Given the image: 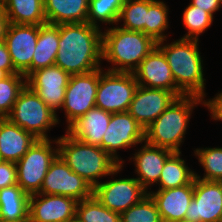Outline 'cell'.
Instances as JSON below:
<instances>
[{
  "label": "cell",
  "mask_w": 222,
  "mask_h": 222,
  "mask_svg": "<svg viewBox=\"0 0 222 222\" xmlns=\"http://www.w3.org/2000/svg\"><path fill=\"white\" fill-rule=\"evenodd\" d=\"M55 65L70 75L86 74L102 66L103 30L89 23L59 25Z\"/></svg>",
  "instance_id": "obj_1"
},
{
  "label": "cell",
  "mask_w": 222,
  "mask_h": 222,
  "mask_svg": "<svg viewBox=\"0 0 222 222\" xmlns=\"http://www.w3.org/2000/svg\"><path fill=\"white\" fill-rule=\"evenodd\" d=\"M199 42V40L180 38L167 43L166 39L157 42V47L164 53L176 86L185 95L204 98L207 96L206 79Z\"/></svg>",
  "instance_id": "obj_2"
},
{
  "label": "cell",
  "mask_w": 222,
  "mask_h": 222,
  "mask_svg": "<svg viewBox=\"0 0 222 222\" xmlns=\"http://www.w3.org/2000/svg\"><path fill=\"white\" fill-rule=\"evenodd\" d=\"M58 155L68 167L95 188L106 176L111 178L123 170L100 146L88 145L76 140L67 132L57 138ZM103 177V178H102Z\"/></svg>",
  "instance_id": "obj_3"
},
{
  "label": "cell",
  "mask_w": 222,
  "mask_h": 222,
  "mask_svg": "<svg viewBox=\"0 0 222 222\" xmlns=\"http://www.w3.org/2000/svg\"><path fill=\"white\" fill-rule=\"evenodd\" d=\"M103 31L102 60L111 65L110 72L133 73L141 61L157 46L142 31L126 30L117 24Z\"/></svg>",
  "instance_id": "obj_4"
},
{
  "label": "cell",
  "mask_w": 222,
  "mask_h": 222,
  "mask_svg": "<svg viewBox=\"0 0 222 222\" xmlns=\"http://www.w3.org/2000/svg\"><path fill=\"white\" fill-rule=\"evenodd\" d=\"M202 104V98L194 95L177 97L166 110L145 129V142L173 152H182L185 134L193 110Z\"/></svg>",
  "instance_id": "obj_5"
},
{
  "label": "cell",
  "mask_w": 222,
  "mask_h": 222,
  "mask_svg": "<svg viewBox=\"0 0 222 222\" xmlns=\"http://www.w3.org/2000/svg\"><path fill=\"white\" fill-rule=\"evenodd\" d=\"M7 118L32 133L37 139H50L47 133L61 122L59 115L51 110L28 85L20 92Z\"/></svg>",
  "instance_id": "obj_6"
},
{
  "label": "cell",
  "mask_w": 222,
  "mask_h": 222,
  "mask_svg": "<svg viewBox=\"0 0 222 222\" xmlns=\"http://www.w3.org/2000/svg\"><path fill=\"white\" fill-rule=\"evenodd\" d=\"M55 144L52 146V144ZM58 156L56 139H37L23 157L16 162L17 184L29 195L38 193L50 164Z\"/></svg>",
  "instance_id": "obj_7"
},
{
  "label": "cell",
  "mask_w": 222,
  "mask_h": 222,
  "mask_svg": "<svg viewBox=\"0 0 222 222\" xmlns=\"http://www.w3.org/2000/svg\"><path fill=\"white\" fill-rule=\"evenodd\" d=\"M103 69L99 68L96 107L110 113L128 111L138 87L134 74Z\"/></svg>",
  "instance_id": "obj_8"
},
{
  "label": "cell",
  "mask_w": 222,
  "mask_h": 222,
  "mask_svg": "<svg viewBox=\"0 0 222 222\" xmlns=\"http://www.w3.org/2000/svg\"><path fill=\"white\" fill-rule=\"evenodd\" d=\"M144 140L145 130L127 111L112 113L100 147L117 163L125 165L123 158L118 155V150L136 147Z\"/></svg>",
  "instance_id": "obj_9"
},
{
  "label": "cell",
  "mask_w": 222,
  "mask_h": 222,
  "mask_svg": "<svg viewBox=\"0 0 222 222\" xmlns=\"http://www.w3.org/2000/svg\"><path fill=\"white\" fill-rule=\"evenodd\" d=\"M98 82L99 69L86 74L71 75L61 108L66 117L67 128L96 106Z\"/></svg>",
  "instance_id": "obj_10"
},
{
  "label": "cell",
  "mask_w": 222,
  "mask_h": 222,
  "mask_svg": "<svg viewBox=\"0 0 222 222\" xmlns=\"http://www.w3.org/2000/svg\"><path fill=\"white\" fill-rule=\"evenodd\" d=\"M93 187L74 173L58 155L50 164L38 193L68 196L82 201L93 196Z\"/></svg>",
  "instance_id": "obj_11"
},
{
  "label": "cell",
  "mask_w": 222,
  "mask_h": 222,
  "mask_svg": "<svg viewBox=\"0 0 222 222\" xmlns=\"http://www.w3.org/2000/svg\"><path fill=\"white\" fill-rule=\"evenodd\" d=\"M147 195L148 191L135 177L101 181L93 189V196L103 206L119 214L139 203Z\"/></svg>",
  "instance_id": "obj_12"
},
{
  "label": "cell",
  "mask_w": 222,
  "mask_h": 222,
  "mask_svg": "<svg viewBox=\"0 0 222 222\" xmlns=\"http://www.w3.org/2000/svg\"><path fill=\"white\" fill-rule=\"evenodd\" d=\"M185 222H222V182L194 178L193 199Z\"/></svg>",
  "instance_id": "obj_13"
},
{
  "label": "cell",
  "mask_w": 222,
  "mask_h": 222,
  "mask_svg": "<svg viewBox=\"0 0 222 222\" xmlns=\"http://www.w3.org/2000/svg\"><path fill=\"white\" fill-rule=\"evenodd\" d=\"M38 32L39 25L10 23L4 39L14 69L26 78L32 74V58Z\"/></svg>",
  "instance_id": "obj_14"
},
{
  "label": "cell",
  "mask_w": 222,
  "mask_h": 222,
  "mask_svg": "<svg viewBox=\"0 0 222 222\" xmlns=\"http://www.w3.org/2000/svg\"><path fill=\"white\" fill-rule=\"evenodd\" d=\"M70 77L62 68L53 65L34 71L27 78V85L57 114L62 108Z\"/></svg>",
  "instance_id": "obj_15"
},
{
  "label": "cell",
  "mask_w": 222,
  "mask_h": 222,
  "mask_svg": "<svg viewBox=\"0 0 222 222\" xmlns=\"http://www.w3.org/2000/svg\"><path fill=\"white\" fill-rule=\"evenodd\" d=\"M139 86L164 89L177 97L185 94L176 86L164 53L156 46L133 72Z\"/></svg>",
  "instance_id": "obj_16"
},
{
  "label": "cell",
  "mask_w": 222,
  "mask_h": 222,
  "mask_svg": "<svg viewBox=\"0 0 222 222\" xmlns=\"http://www.w3.org/2000/svg\"><path fill=\"white\" fill-rule=\"evenodd\" d=\"M176 98L171 91L138 85L127 112L145 130Z\"/></svg>",
  "instance_id": "obj_17"
},
{
  "label": "cell",
  "mask_w": 222,
  "mask_h": 222,
  "mask_svg": "<svg viewBox=\"0 0 222 222\" xmlns=\"http://www.w3.org/2000/svg\"><path fill=\"white\" fill-rule=\"evenodd\" d=\"M78 201L62 195L35 193L29 197V222H66L76 216Z\"/></svg>",
  "instance_id": "obj_18"
},
{
  "label": "cell",
  "mask_w": 222,
  "mask_h": 222,
  "mask_svg": "<svg viewBox=\"0 0 222 222\" xmlns=\"http://www.w3.org/2000/svg\"><path fill=\"white\" fill-rule=\"evenodd\" d=\"M193 193L194 179L181 187L148 191L156 203L162 222H185V214L193 199Z\"/></svg>",
  "instance_id": "obj_19"
},
{
  "label": "cell",
  "mask_w": 222,
  "mask_h": 222,
  "mask_svg": "<svg viewBox=\"0 0 222 222\" xmlns=\"http://www.w3.org/2000/svg\"><path fill=\"white\" fill-rule=\"evenodd\" d=\"M142 145H140L141 148L135 150L134 154L132 153L133 156L129 158V161L134 163L136 179L148 191L158 183L164 163L173 151L152 146L145 141Z\"/></svg>",
  "instance_id": "obj_20"
},
{
  "label": "cell",
  "mask_w": 222,
  "mask_h": 222,
  "mask_svg": "<svg viewBox=\"0 0 222 222\" xmlns=\"http://www.w3.org/2000/svg\"><path fill=\"white\" fill-rule=\"evenodd\" d=\"M111 114L95 106L74 121L65 131L76 140L88 145L100 146Z\"/></svg>",
  "instance_id": "obj_21"
},
{
  "label": "cell",
  "mask_w": 222,
  "mask_h": 222,
  "mask_svg": "<svg viewBox=\"0 0 222 222\" xmlns=\"http://www.w3.org/2000/svg\"><path fill=\"white\" fill-rule=\"evenodd\" d=\"M37 138L30 132L12 123L8 118L0 119V158L2 161L18 162Z\"/></svg>",
  "instance_id": "obj_22"
},
{
  "label": "cell",
  "mask_w": 222,
  "mask_h": 222,
  "mask_svg": "<svg viewBox=\"0 0 222 222\" xmlns=\"http://www.w3.org/2000/svg\"><path fill=\"white\" fill-rule=\"evenodd\" d=\"M89 0H44L47 23L60 25L87 22Z\"/></svg>",
  "instance_id": "obj_23"
},
{
  "label": "cell",
  "mask_w": 222,
  "mask_h": 222,
  "mask_svg": "<svg viewBox=\"0 0 222 222\" xmlns=\"http://www.w3.org/2000/svg\"><path fill=\"white\" fill-rule=\"evenodd\" d=\"M29 197L18 184L0 189V220L29 222Z\"/></svg>",
  "instance_id": "obj_24"
},
{
  "label": "cell",
  "mask_w": 222,
  "mask_h": 222,
  "mask_svg": "<svg viewBox=\"0 0 222 222\" xmlns=\"http://www.w3.org/2000/svg\"><path fill=\"white\" fill-rule=\"evenodd\" d=\"M58 43L59 25L50 23L39 25L37 44L32 58V73L55 65Z\"/></svg>",
  "instance_id": "obj_25"
},
{
  "label": "cell",
  "mask_w": 222,
  "mask_h": 222,
  "mask_svg": "<svg viewBox=\"0 0 222 222\" xmlns=\"http://www.w3.org/2000/svg\"><path fill=\"white\" fill-rule=\"evenodd\" d=\"M4 10L12 24L42 25L47 23L44 0H3Z\"/></svg>",
  "instance_id": "obj_26"
},
{
  "label": "cell",
  "mask_w": 222,
  "mask_h": 222,
  "mask_svg": "<svg viewBox=\"0 0 222 222\" xmlns=\"http://www.w3.org/2000/svg\"><path fill=\"white\" fill-rule=\"evenodd\" d=\"M181 152H173L165 161L157 185L158 189H172L189 184L194 178L193 169L186 165Z\"/></svg>",
  "instance_id": "obj_27"
},
{
  "label": "cell",
  "mask_w": 222,
  "mask_h": 222,
  "mask_svg": "<svg viewBox=\"0 0 222 222\" xmlns=\"http://www.w3.org/2000/svg\"><path fill=\"white\" fill-rule=\"evenodd\" d=\"M169 7L164 0H148L147 23H145V35L150 36L156 42L166 40L165 34L169 27Z\"/></svg>",
  "instance_id": "obj_28"
},
{
  "label": "cell",
  "mask_w": 222,
  "mask_h": 222,
  "mask_svg": "<svg viewBox=\"0 0 222 222\" xmlns=\"http://www.w3.org/2000/svg\"><path fill=\"white\" fill-rule=\"evenodd\" d=\"M126 0H89L87 23L102 29L101 24L114 26Z\"/></svg>",
  "instance_id": "obj_29"
},
{
  "label": "cell",
  "mask_w": 222,
  "mask_h": 222,
  "mask_svg": "<svg viewBox=\"0 0 222 222\" xmlns=\"http://www.w3.org/2000/svg\"><path fill=\"white\" fill-rule=\"evenodd\" d=\"M148 0H126L120 10L117 25L121 28L133 31H142L145 34L147 23Z\"/></svg>",
  "instance_id": "obj_30"
},
{
  "label": "cell",
  "mask_w": 222,
  "mask_h": 222,
  "mask_svg": "<svg viewBox=\"0 0 222 222\" xmlns=\"http://www.w3.org/2000/svg\"><path fill=\"white\" fill-rule=\"evenodd\" d=\"M194 155L204 170L203 177L194 172L195 178L222 182V147H199Z\"/></svg>",
  "instance_id": "obj_31"
},
{
  "label": "cell",
  "mask_w": 222,
  "mask_h": 222,
  "mask_svg": "<svg viewBox=\"0 0 222 222\" xmlns=\"http://www.w3.org/2000/svg\"><path fill=\"white\" fill-rule=\"evenodd\" d=\"M26 85L27 78L20 73L9 74L0 80V119L8 117L20 92Z\"/></svg>",
  "instance_id": "obj_32"
},
{
  "label": "cell",
  "mask_w": 222,
  "mask_h": 222,
  "mask_svg": "<svg viewBox=\"0 0 222 222\" xmlns=\"http://www.w3.org/2000/svg\"><path fill=\"white\" fill-rule=\"evenodd\" d=\"M182 17V24L184 25L187 33L184 34V39H194L199 40V36L205 33L208 28L212 26L214 17L205 10H201L189 3V5L184 9Z\"/></svg>",
  "instance_id": "obj_33"
},
{
  "label": "cell",
  "mask_w": 222,
  "mask_h": 222,
  "mask_svg": "<svg viewBox=\"0 0 222 222\" xmlns=\"http://www.w3.org/2000/svg\"><path fill=\"white\" fill-rule=\"evenodd\" d=\"M76 216L83 222H121L119 213L103 206L94 196L78 202Z\"/></svg>",
  "instance_id": "obj_34"
},
{
  "label": "cell",
  "mask_w": 222,
  "mask_h": 222,
  "mask_svg": "<svg viewBox=\"0 0 222 222\" xmlns=\"http://www.w3.org/2000/svg\"><path fill=\"white\" fill-rule=\"evenodd\" d=\"M121 222H162L155 201L148 194L139 203L120 214Z\"/></svg>",
  "instance_id": "obj_35"
},
{
  "label": "cell",
  "mask_w": 222,
  "mask_h": 222,
  "mask_svg": "<svg viewBox=\"0 0 222 222\" xmlns=\"http://www.w3.org/2000/svg\"><path fill=\"white\" fill-rule=\"evenodd\" d=\"M17 184V167L15 162H0V189Z\"/></svg>",
  "instance_id": "obj_36"
},
{
  "label": "cell",
  "mask_w": 222,
  "mask_h": 222,
  "mask_svg": "<svg viewBox=\"0 0 222 222\" xmlns=\"http://www.w3.org/2000/svg\"><path fill=\"white\" fill-rule=\"evenodd\" d=\"M215 97L206 99L202 98V106H206L212 118L215 121H222V90L214 95Z\"/></svg>",
  "instance_id": "obj_37"
},
{
  "label": "cell",
  "mask_w": 222,
  "mask_h": 222,
  "mask_svg": "<svg viewBox=\"0 0 222 222\" xmlns=\"http://www.w3.org/2000/svg\"><path fill=\"white\" fill-rule=\"evenodd\" d=\"M0 69L8 75L18 73L12 64L11 57L4 41L0 42Z\"/></svg>",
  "instance_id": "obj_38"
},
{
  "label": "cell",
  "mask_w": 222,
  "mask_h": 222,
  "mask_svg": "<svg viewBox=\"0 0 222 222\" xmlns=\"http://www.w3.org/2000/svg\"><path fill=\"white\" fill-rule=\"evenodd\" d=\"M190 3L201 10L207 11L213 17L222 8V0H191Z\"/></svg>",
  "instance_id": "obj_39"
},
{
  "label": "cell",
  "mask_w": 222,
  "mask_h": 222,
  "mask_svg": "<svg viewBox=\"0 0 222 222\" xmlns=\"http://www.w3.org/2000/svg\"><path fill=\"white\" fill-rule=\"evenodd\" d=\"M10 21L8 20L7 14L4 10V5L0 2V42L4 41Z\"/></svg>",
  "instance_id": "obj_40"
},
{
  "label": "cell",
  "mask_w": 222,
  "mask_h": 222,
  "mask_svg": "<svg viewBox=\"0 0 222 222\" xmlns=\"http://www.w3.org/2000/svg\"><path fill=\"white\" fill-rule=\"evenodd\" d=\"M7 76L8 74L4 70L0 69V80H3Z\"/></svg>",
  "instance_id": "obj_41"
},
{
  "label": "cell",
  "mask_w": 222,
  "mask_h": 222,
  "mask_svg": "<svg viewBox=\"0 0 222 222\" xmlns=\"http://www.w3.org/2000/svg\"><path fill=\"white\" fill-rule=\"evenodd\" d=\"M66 222H83V221L80 220L77 216H74L73 218H71L70 220H68Z\"/></svg>",
  "instance_id": "obj_42"
}]
</instances>
